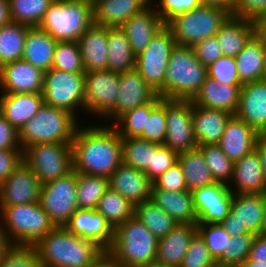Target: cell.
Here are the masks:
<instances>
[{"label": "cell", "instance_id": "cell-1", "mask_svg": "<svg viewBox=\"0 0 266 267\" xmlns=\"http://www.w3.org/2000/svg\"><path fill=\"white\" fill-rule=\"evenodd\" d=\"M79 126L71 143L73 170L109 178L123 163L122 138L111 125Z\"/></svg>", "mask_w": 266, "mask_h": 267}, {"label": "cell", "instance_id": "cell-2", "mask_svg": "<svg viewBox=\"0 0 266 267\" xmlns=\"http://www.w3.org/2000/svg\"><path fill=\"white\" fill-rule=\"evenodd\" d=\"M42 267H91L106 251L95 241L56 226L35 245Z\"/></svg>", "mask_w": 266, "mask_h": 267}, {"label": "cell", "instance_id": "cell-3", "mask_svg": "<svg viewBox=\"0 0 266 267\" xmlns=\"http://www.w3.org/2000/svg\"><path fill=\"white\" fill-rule=\"evenodd\" d=\"M158 239L135 216L114 229L106 253L121 267H145L156 261Z\"/></svg>", "mask_w": 266, "mask_h": 267}, {"label": "cell", "instance_id": "cell-4", "mask_svg": "<svg viewBox=\"0 0 266 267\" xmlns=\"http://www.w3.org/2000/svg\"><path fill=\"white\" fill-rule=\"evenodd\" d=\"M79 119L67 110L43 104L18 131L22 150L34 144L72 143Z\"/></svg>", "mask_w": 266, "mask_h": 267}, {"label": "cell", "instance_id": "cell-5", "mask_svg": "<svg viewBox=\"0 0 266 267\" xmlns=\"http://www.w3.org/2000/svg\"><path fill=\"white\" fill-rule=\"evenodd\" d=\"M207 77V67L197 59L193 48L176 45L164 76V99L192 100Z\"/></svg>", "mask_w": 266, "mask_h": 267}, {"label": "cell", "instance_id": "cell-6", "mask_svg": "<svg viewBox=\"0 0 266 267\" xmlns=\"http://www.w3.org/2000/svg\"><path fill=\"white\" fill-rule=\"evenodd\" d=\"M0 219L2 230L17 245H36L56 227L39 202L0 207Z\"/></svg>", "mask_w": 266, "mask_h": 267}, {"label": "cell", "instance_id": "cell-7", "mask_svg": "<svg viewBox=\"0 0 266 267\" xmlns=\"http://www.w3.org/2000/svg\"><path fill=\"white\" fill-rule=\"evenodd\" d=\"M92 24L93 5L80 1L54 0L39 28L58 42H77Z\"/></svg>", "mask_w": 266, "mask_h": 267}, {"label": "cell", "instance_id": "cell-8", "mask_svg": "<svg viewBox=\"0 0 266 267\" xmlns=\"http://www.w3.org/2000/svg\"><path fill=\"white\" fill-rule=\"evenodd\" d=\"M231 14L223 8L200 5L170 19L165 26L171 31L176 45L193 47L196 43L216 35Z\"/></svg>", "mask_w": 266, "mask_h": 267}, {"label": "cell", "instance_id": "cell-9", "mask_svg": "<svg viewBox=\"0 0 266 267\" xmlns=\"http://www.w3.org/2000/svg\"><path fill=\"white\" fill-rule=\"evenodd\" d=\"M42 95L44 104L67 110L77 117L79 109L84 111L85 72L54 68L45 71Z\"/></svg>", "mask_w": 266, "mask_h": 267}, {"label": "cell", "instance_id": "cell-10", "mask_svg": "<svg viewBox=\"0 0 266 267\" xmlns=\"http://www.w3.org/2000/svg\"><path fill=\"white\" fill-rule=\"evenodd\" d=\"M23 161L43 185L73 171L71 143L34 144L23 150Z\"/></svg>", "mask_w": 266, "mask_h": 267}, {"label": "cell", "instance_id": "cell-11", "mask_svg": "<svg viewBox=\"0 0 266 267\" xmlns=\"http://www.w3.org/2000/svg\"><path fill=\"white\" fill-rule=\"evenodd\" d=\"M176 47V41L171 31L165 26L162 28L136 56L135 69L164 99V76L172 50Z\"/></svg>", "mask_w": 266, "mask_h": 267}, {"label": "cell", "instance_id": "cell-12", "mask_svg": "<svg viewBox=\"0 0 266 267\" xmlns=\"http://www.w3.org/2000/svg\"><path fill=\"white\" fill-rule=\"evenodd\" d=\"M76 171L42 185L40 205L55 226H65L78 209Z\"/></svg>", "mask_w": 266, "mask_h": 267}, {"label": "cell", "instance_id": "cell-13", "mask_svg": "<svg viewBox=\"0 0 266 267\" xmlns=\"http://www.w3.org/2000/svg\"><path fill=\"white\" fill-rule=\"evenodd\" d=\"M118 92L119 73L110 70L85 72L84 112L103 121L116 107Z\"/></svg>", "mask_w": 266, "mask_h": 267}, {"label": "cell", "instance_id": "cell-14", "mask_svg": "<svg viewBox=\"0 0 266 267\" xmlns=\"http://www.w3.org/2000/svg\"><path fill=\"white\" fill-rule=\"evenodd\" d=\"M166 137L163 145L177 154L198 148L192 126V101L166 99Z\"/></svg>", "mask_w": 266, "mask_h": 267}, {"label": "cell", "instance_id": "cell-15", "mask_svg": "<svg viewBox=\"0 0 266 267\" xmlns=\"http://www.w3.org/2000/svg\"><path fill=\"white\" fill-rule=\"evenodd\" d=\"M118 93L116 107L104 119L108 118L111 125L127 111L152 102L158 96L135 68L119 73Z\"/></svg>", "mask_w": 266, "mask_h": 267}, {"label": "cell", "instance_id": "cell-16", "mask_svg": "<svg viewBox=\"0 0 266 267\" xmlns=\"http://www.w3.org/2000/svg\"><path fill=\"white\" fill-rule=\"evenodd\" d=\"M41 187L39 178L23 161L5 181L0 183V207L39 202Z\"/></svg>", "mask_w": 266, "mask_h": 267}, {"label": "cell", "instance_id": "cell-17", "mask_svg": "<svg viewBox=\"0 0 266 267\" xmlns=\"http://www.w3.org/2000/svg\"><path fill=\"white\" fill-rule=\"evenodd\" d=\"M198 223H221L231 209L233 193L227 185L215 182L192 191Z\"/></svg>", "mask_w": 266, "mask_h": 267}, {"label": "cell", "instance_id": "cell-18", "mask_svg": "<svg viewBox=\"0 0 266 267\" xmlns=\"http://www.w3.org/2000/svg\"><path fill=\"white\" fill-rule=\"evenodd\" d=\"M44 72L23 59L0 67L1 94L42 93Z\"/></svg>", "mask_w": 266, "mask_h": 267}, {"label": "cell", "instance_id": "cell-19", "mask_svg": "<svg viewBox=\"0 0 266 267\" xmlns=\"http://www.w3.org/2000/svg\"><path fill=\"white\" fill-rule=\"evenodd\" d=\"M234 115L260 135L266 130V82L258 80L242 85Z\"/></svg>", "mask_w": 266, "mask_h": 267}, {"label": "cell", "instance_id": "cell-20", "mask_svg": "<svg viewBox=\"0 0 266 267\" xmlns=\"http://www.w3.org/2000/svg\"><path fill=\"white\" fill-rule=\"evenodd\" d=\"M65 227L79 237L95 241L105 251L112 245L114 229L96 210L77 209Z\"/></svg>", "mask_w": 266, "mask_h": 267}, {"label": "cell", "instance_id": "cell-21", "mask_svg": "<svg viewBox=\"0 0 266 267\" xmlns=\"http://www.w3.org/2000/svg\"><path fill=\"white\" fill-rule=\"evenodd\" d=\"M152 186L153 181L144 171L123 163L109 177V187L134 206L151 199Z\"/></svg>", "mask_w": 266, "mask_h": 267}, {"label": "cell", "instance_id": "cell-22", "mask_svg": "<svg viewBox=\"0 0 266 267\" xmlns=\"http://www.w3.org/2000/svg\"><path fill=\"white\" fill-rule=\"evenodd\" d=\"M155 5H149L142 12L131 16L120 26L127 36L135 56L139 55L151 39L165 27V23L154 9Z\"/></svg>", "mask_w": 266, "mask_h": 267}, {"label": "cell", "instance_id": "cell-23", "mask_svg": "<svg viewBox=\"0 0 266 267\" xmlns=\"http://www.w3.org/2000/svg\"><path fill=\"white\" fill-rule=\"evenodd\" d=\"M261 135L249 124L233 115L218 143L220 149L234 163L255 149Z\"/></svg>", "mask_w": 266, "mask_h": 267}, {"label": "cell", "instance_id": "cell-24", "mask_svg": "<svg viewBox=\"0 0 266 267\" xmlns=\"http://www.w3.org/2000/svg\"><path fill=\"white\" fill-rule=\"evenodd\" d=\"M228 187L232 193H266L261 161L255 149L234 163Z\"/></svg>", "mask_w": 266, "mask_h": 267}, {"label": "cell", "instance_id": "cell-25", "mask_svg": "<svg viewBox=\"0 0 266 267\" xmlns=\"http://www.w3.org/2000/svg\"><path fill=\"white\" fill-rule=\"evenodd\" d=\"M242 85L220 84L207 77L199 92L191 100L194 105L208 109L224 110L235 114Z\"/></svg>", "mask_w": 266, "mask_h": 267}, {"label": "cell", "instance_id": "cell-26", "mask_svg": "<svg viewBox=\"0 0 266 267\" xmlns=\"http://www.w3.org/2000/svg\"><path fill=\"white\" fill-rule=\"evenodd\" d=\"M232 116L224 110L208 109L192 103V126L198 146L218 144Z\"/></svg>", "mask_w": 266, "mask_h": 267}, {"label": "cell", "instance_id": "cell-27", "mask_svg": "<svg viewBox=\"0 0 266 267\" xmlns=\"http://www.w3.org/2000/svg\"><path fill=\"white\" fill-rule=\"evenodd\" d=\"M44 104L42 93H0V113L19 131Z\"/></svg>", "mask_w": 266, "mask_h": 267}, {"label": "cell", "instance_id": "cell-28", "mask_svg": "<svg viewBox=\"0 0 266 267\" xmlns=\"http://www.w3.org/2000/svg\"><path fill=\"white\" fill-rule=\"evenodd\" d=\"M150 4L151 0H96L93 4V24L120 27Z\"/></svg>", "mask_w": 266, "mask_h": 267}, {"label": "cell", "instance_id": "cell-29", "mask_svg": "<svg viewBox=\"0 0 266 267\" xmlns=\"http://www.w3.org/2000/svg\"><path fill=\"white\" fill-rule=\"evenodd\" d=\"M107 39L108 27L92 24L77 41L85 72L107 70Z\"/></svg>", "mask_w": 266, "mask_h": 267}, {"label": "cell", "instance_id": "cell-30", "mask_svg": "<svg viewBox=\"0 0 266 267\" xmlns=\"http://www.w3.org/2000/svg\"><path fill=\"white\" fill-rule=\"evenodd\" d=\"M196 233V224L178 223L166 236L158 239L156 261L179 267Z\"/></svg>", "mask_w": 266, "mask_h": 267}, {"label": "cell", "instance_id": "cell-31", "mask_svg": "<svg viewBox=\"0 0 266 267\" xmlns=\"http://www.w3.org/2000/svg\"><path fill=\"white\" fill-rule=\"evenodd\" d=\"M151 199L176 222L181 224L198 223L191 191L160 190L153 185Z\"/></svg>", "mask_w": 266, "mask_h": 267}, {"label": "cell", "instance_id": "cell-32", "mask_svg": "<svg viewBox=\"0 0 266 267\" xmlns=\"http://www.w3.org/2000/svg\"><path fill=\"white\" fill-rule=\"evenodd\" d=\"M235 60L242 84L261 80L266 63V38L256 33Z\"/></svg>", "mask_w": 266, "mask_h": 267}, {"label": "cell", "instance_id": "cell-33", "mask_svg": "<svg viewBox=\"0 0 266 267\" xmlns=\"http://www.w3.org/2000/svg\"><path fill=\"white\" fill-rule=\"evenodd\" d=\"M256 33L254 21L230 15L215 36L223 55L235 58Z\"/></svg>", "mask_w": 266, "mask_h": 267}, {"label": "cell", "instance_id": "cell-34", "mask_svg": "<svg viewBox=\"0 0 266 267\" xmlns=\"http://www.w3.org/2000/svg\"><path fill=\"white\" fill-rule=\"evenodd\" d=\"M57 40L39 27H30L25 39L22 59L43 72L52 68Z\"/></svg>", "mask_w": 266, "mask_h": 267}, {"label": "cell", "instance_id": "cell-35", "mask_svg": "<svg viewBox=\"0 0 266 267\" xmlns=\"http://www.w3.org/2000/svg\"><path fill=\"white\" fill-rule=\"evenodd\" d=\"M264 207L265 193H233L231 210L242 226L257 235L261 234Z\"/></svg>", "mask_w": 266, "mask_h": 267}, {"label": "cell", "instance_id": "cell-36", "mask_svg": "<svg viewBox=\"0 0 266 267\" xmlns=\"http://www.w3.org/2000/svg\"><path fill=\"white\" fill-rule=\"evenodd\" d=\"M108 66L107 70L123 73L135 68L136 56L125 33L120 27H108Z\"/></svg>", "mask_w": 266, "mask_h": 267}, {"label": "cell", "instance_id": "cell-37", "mask_svg": "<svg viewBox=\"0 0 266 267\" xmlns=\"http://www.w3.org/2000/svg\"><path fill=\"white\" fill-rule=\"evenodd\" d=\"M178 163L182 167L187 190L192 192L215 183L199 148L178 154Z\"/></svg>", "mask_w": 266, "mask_h": 267}, {"label": "cell", "instance_id": "cell-38", "mask_svg": "<svg viewBox=\"0 0 266 267\" xmlns=\"http://www.w3.org/2000/svg\"><path fill=\"white\" fill-rule=\"evenodd\" d=\"M29 28L27 25L12 21L0 27V67L22 59Z\"/></svg>", "mask_w": 266, "mask_h": 267}, {"label": "cell", "instance_id": "cell-39", "mask_svg": "<svg viewBox=\"0 0 266 267\" xmlns=\"http://www.w3.org/2000/svg\"><path fill=\"white\" fill-rule=\"evenodd\" d=\"M134 215L157 239L166 236L178 224L170 215L157 206L152 199L135 205Z\"/></svg>", "mask_w": 266, "mask_h": 267}, {"label": "cell", "instance_id": "cell-40", "mask_svg": "<svg viewBox=\"0 0 266 267\" xmlns=\"http://www.w3.org/2000/svg\"><path fill=\"white\" fill-rule=\"evenodd\" d=\"M113 229L134 215V205L110 187L99 200L95 209Z\"/></svg>", "mask_w": 266, "mask_h": 267}, {"label": "cell", "instance_id": "cell-41", "mask_svg": "<svg viewBox=\"0 0 266 267\" xmlns=\"http://www.w3.org/2000/svg\"><path fill=\"white\" fill-rule=\"evenodd\" d=\"M108 188L109 178L78 173L76 189L78 209L95 210Z\"/></svg>", "mask_w": 266, "mask_h": 267}, {"label": "cell", "instance_id": "cell-42", "mask_svg": "<svg viewBox=\"0 0 266 267\" xmlns=\"http://www.w3.org/2000/svg\"><path fill=\"white\" fill-rule=\"evenodd\" d=\"M160 146L140 137L122 138L123 164L145 172L151 167L152 152Z\"/></svg>", "mask_w": 266, "mask_h": 267}, {"label": "cell", "instance_id": "cell-43", "mask_svg": "<svg viewBox=\"0 0 266 267\" xmlns=\"http://www.w3.org/2000/svg\"><path fill=\"white\" fill-rule=\"evenodd\" d=\"M54 0H9L12 22L39 27L45 12Z\"/></svg>", "mask_w": 266, "mask_h": 267}, {"label": "cell", "instance_id": "cell-44", "mask_svg": "<svg viewBox=\"0 0 266 267\" xmlns=\"http://www.w3.org/2000/svg\"><path fill=\"white\" fill-rule=\"evenodd\" d=\"M198 148L201 150L215 182L228 186L232 179L234 162L225 155L218 144L201 145Z\"/></svg>", "mask_w": 266, "mask_h": 267}, {"label": "cell", "instance_id": "cell-45", "mask_svg": "<svg viewBox=\"0 0 266 267\" xmlns=\"http://www.w3.org/2000/svg\"><path fill=\"white\" fill-rule=\"evenodd\" d=\"M151 113V102L140 105L121 115L112 126L121 138L139 137L146 128Z\"/></svg>", "mask_w": 266, "mask_h": 267}, {"label": "cell", "instance_id": "cell-46", "mask_svg": "<svg viewBox=\"0 0 266 267\" xmlns=\"http://www.w3.org/2000/svg\"><path fill=\"white\" fill-rule=\"evenodd\" d=\"M166 99L159 95L151 102V113L146 128L139 136L149 142L163 145L166 137Z\"/></svg>", "mask_w": 266, "mask_h": 267}, {"label": "cell", "instance_id": "cell-47", "mask_svg": "<svg viewBox=\"0 0 266 267\" xmlns=\"http://www.w3.org/2000/svg\"><path fill=\"white\" fill-rule=\"evenodd\" d=\"M197 232L204 239L211 256L217 262L230 248L231 237L220 223H197Z\"/></svg>", "mask_w": 266, "mask_h": 267}, {"label": "cell", "instance_id": "cell-48", "mask_svg": "<svg viewBox=\"0 0 266 267\" xmlns=\"http://www.w3.org/2000/svg\"><path fill=\"white\" fill-rule=\"evenodd\" d=\"M52 68L64 72H85L78 42H57Z\"/></svg>", "mask_w": 266, "mask_h": 267}, {"label": "cell", "instance_id": "cell-49", "mask_svg": "<svg viewBox=\"0 0 266 267\" xmlns=\"http://www.w3.org/2000/svg\"><path fill=\"white\" fill-rule=\"evenodd\" d=\"M257 234L250 232L231 238V245L217 261L218 265L240 267L249 256V251Z\"/></svg>", "mask_w": 266, "mask_h": 267}, {"label": "cell", "instance_id": "cell-50", "mask_svg": "<svg viewBox=\"0 0 266 267\" xmlns=\"http://www.w3.org/2000/svg\"><path fill=\"white\" fill-rule=\"evenodd\" d=\"M0 267L42 266L35 245L13 244L4 255V258L0 261Z\"/></svg>", "mask_w": 266, "mask_h": 267}, {"label": "cell", "instance_id": "cell-51", "mask_svg": "<svg viewBox=\"0 0 266 267\" xmlns=\"http://www.w3.org/2000/svg\"><path fill=\"white\" fill-rule=\"evenodd\" d=\"M217 264L211 256L204 239L197 232L191 239L186 255L179 267H214Z\"/></svg>", "mask_w": 266, "mask_h": 267}, {"label": "cell", "instance_id": "cell-52", "mask_svg": "<svg viewBox=\"0 0 266 267\" xmlns=\"http://www.w3.org/2000/svg\"><path fill=\"white\" fill-rule=\"evenodd\" d=\"M208 77L220 84L243 85L238 76L237 64L234 57L222 55L207 67Z\"/></svg>", "mask_w": 266, "mask_h": 267}, {"label": "cell", "instance_id": "cell-53", "mask_svg": "<svg viewBox=\"0 0 266 267\" xmlns=\"http://www.w3.org/2000/svg\"><path fill=\"white\" fill-rule=\"evenodd\" d=\"M151 0L152 5H156L154 9L166 24L170 19L184 12L192 11L198 8L200 0H158L155 3Z\"/></svg>", "mask_w": 266, "mask_h": 267}, {"label": "cell", "instance_id": "cell-54", "mask_svg": "<svg viewBox=\"0 0 266 267\" xmlns=\"http://www.w3.org/2000/svg\"><path fill=\"white\" fill-rule=\"evenodd\" d=\"M178 162V154L165 145H161L155 152H152L151 167L144 173L155 181L167 169Z\"/></svg>", "mask_w": 266, "mask_h": 267}, {"label": "cell", "instance_id": "cell-55", "mask_svg": "<svg viewBox=\"0 0 266 267\" xmlns=\"http://www.w3.org/2000/svg\"><path fill=\"white\" fill-rule=\"evenodd\" d=\"M153 185L160 190L184 191L187 190L185 176L181 165L177 162L161 174Z\"/></svg>", "mask_w": 266, "mask_h": 267}, {"label": "cell", "instance_id": "cell-56", "mask_svg": "<svg viewBox=\"0 0 266 267\" xmlns=\"http://www.w3.org/2000/svg\"><path fill=\"white\" fill-rule=\"evenodd\" d=\"M192 48L197 59L206 67L223 55L216 36L206 38L196 43Z\"/></svg>", "mask_w": 266, "mask_h": 267}, {"label": "cell", "instance_id": "cell-57", "mask_svg": "<svg viewBox=\"0 0 266 267\" xmlns=\"http://www.w3.org/2000/svg\"><path fill=\"white\" fill-rule=\"evenodd\" d=\"M265 12L266 0H236L234 11L231 15L255 22Z\"/></svg>", "mask_w": 266, "mask_h": 267}, {"label": "cell", "instance_id": "cell-58", "mask_svg": "<svg viewBox=\"0 0 266 267\" xmlns=\"http://www.w3.org/2000/svg\"><path fill=\"white\" fill-rule=\"evenodd\" d=\"M23 162L22 149L0 150V183L5 181Z\"/></svg>", "mask_w": 266, "mask_h": 267}, {"label": "cell", "instance_id": "cell-59", "mask_svg": "<svg viewBox=\"0 0 266 267\" xmlns=\"http://www.w3.org/2000/svg\"><path fill=\"white\" fill-rule=\"evenodd\" d=\"M22 149L18 139V131L0 113V150Z\"/></svg>", "mask_w": 266, "mask_h": 267}, {"label": "cell", "instance_id": "cell-60", "mask_svg": "<svg viewBox=\"0 0 266 267\" xmlns=\"http://www.w3.org/2000/svg\"><path fill=\"white\" fill-rule=\"evenodd\" d=\"M220 224L225 228L231 238L251 232L246 226L241 225L236 217V213L231 209L229 210L226 218Z\"/></svg>", "mask_w": 266, "mask_h": 267}, {"label": "cell", "instance_id": "cell-61", "mask_svg": "<svg viewBox=\"0 0 266 267\" xmlns=\"http://www.w3.org/2000/svg\"><path fill=\"white\" fill-rule=\"evenodd\" d=\"M246 261L266 263V235L258 234L256 236Z\"/></svg>", "mask_w": 266, "mask_h": 267}, {"label": "cell", "instance_id": "cell-62", "mask_svg": "<svg viewBox=\"0 0 266 267\" xmlns=\"http://www.w3.org/2000/svg\"><path fill=\"white\" fill-rule=\"evenodd\" d=\"M201 5L216 6L223 8L230 14L233 13L236 0H200Z\"/></svg>", "mask_w": 266, "mask_h": 267}, {"label": "cell", "instance_id": "cell-63", "mask_svg": "<svg viewBox=\"0 0 266 267\" xmlns=\"http://www.w3.org/2000/svg\"><path fill=\"white\" fill-rule=\"evenodd\" d=\"M255 150L258 152L259 157H260L263 177H264V181L266 184V139H264L263 137H260L257 140Z\"/></svg>", "mask_w": 266, "mask_h": 267}, {"label": "cell", "instance_id": "cell-64", "mask_svg": "<svg viewBox=\"0 0 266 267\" xmlns=\"http://www.w3.org/2000/svg\"><path fill=\"white\" fill-rule=\"evenodd\" d=\"M10 22L9 0H0V27Z\"/></svg>", "mask_w": 266, "mask_h": 267}, {"label": "cell", "instance_id": "cell-65", "mask_svg": "<svg viewBox=\"0 0 266 267\" xmlns=\"http://www.w3.org/2000/svg\"><path fill=\"white\" fill-rule=\"evenodd\" d=\"M13 244L9 240L8 236L4 233L0 226V261L4 258V255Z\"/></svg>", "mask_w": 266, "mask_h": 267}, {"label": "cell", "instance_id": "cell-66", "mask_svg": "<svg viewBox=\"0 0 266 267\" xmlns=\"http://www.w3.org/2000/svg\"><path fill=\"white\" fill-rule=\"evenodd\" d=\"M91 267H121L107 253L103 254L100 259Z\"/></svg>", "mask_w": 266, "mask_h": 267}, {"label": "cell", "instance_id": "cell-67", "mask_svg": "<svg viewBox=\"0 0 266 267\" xmlns=\"http://www.w3.org/2000/svg\"><path fill=\"white\" fill-rule=\"evenodd\" d=\"M256 32L258 35L266 38V12L261 15L256 21Z\"/></svg>", "mask_w": 266, "mask_h": 267}, {"label": "cell", "instance_id": "cell-68", "mask_svg": "<svg viewBox=\"0 0 266 267\" xmlns=\"http://www.w3.org/2000/svg\"><path fill=\"white\" fill-rule=\"evenodd\" d=\"M240 267H266V263L256 261H245Z\"/></svg>", "mask_w": 266, "mask_h": 267}, {"label": "cell", "instance_id": "cell-69", "mask_svg": "<svg viewBox=\"0 0 266 267\" xmlns=\"http://www.w3.org/2000/svg\"><path fill=\"white\" fill-rule=\"evenodd\" d=\"M261 234L266 235V193H265V207L263 212V223H262Z\"/></svg>", "mask_w": 266, "mask_h": 267}, {"label": "cell", "instance_id": "cell-70", "mask_svg": "<svg viewBox=\"0 0 266 267\" xmlns=\"http://www.w3.org/2000/svg\"><path fill=\"white\" fill-rule=\"evenodd\" d=\"M145 267H178V266L162 264V263H159V262L155 261V262H152L150 265L145 266Z\"/></svg>", "mask_w": 266, "mask_h": 267}, {"label": "cell", "instance_id": "cell-71", "mask_svg": "<svg viewBox=\"0 0 266 267\" xmlns=\"http://www.w3.org/2000/svg\"><path fill=\"white\" fill-rule=\"evenodd\" d=\"M68 1H80L93 5L96 0H68Z\"/></svg>", "mask_w": 266, "mask_h": 267}, {"label": "cell", "instance_id": "cell-72", "mask_svg": "<svg viewBox=\"0 0 266 267\" xmlns=\"http://www.w3.org/2000/svg\"><path fill=\"white\" fill-rule=\"evenodd\" d=\"M261 80L266 82V63H265L264 73H263V76H262Z\"/></svg>", "mask_w": 266, "mask_h": 267}, {"label": "cell", "instance_id": "cell-73", "mask_svg": "<svg viewBox=\"0 0 266 267\" xmlns=\"http://www.w3.org/2000/svg\"><path fill=\"white\" fill-rule=\"evenodd\" d=\"M261 137H263L264 139H266V130L261 134Z\"/></svg>", "mask_w": 266, "mask_h": 267}, {"label": "cell", "instance_id": "cell-74", "mask_svg": "<svg viewBox=\"0 0 266 267\" xmlns=\"http://www.w3.org/2000/svg\"><path fill=\"white\" fill-rule=\"evenodd\" d=\"M214 267H227V266H223V265H218V264H216Z\"/></svg>", "mask_w": 266, "mask_h": 267}]
</instances>
